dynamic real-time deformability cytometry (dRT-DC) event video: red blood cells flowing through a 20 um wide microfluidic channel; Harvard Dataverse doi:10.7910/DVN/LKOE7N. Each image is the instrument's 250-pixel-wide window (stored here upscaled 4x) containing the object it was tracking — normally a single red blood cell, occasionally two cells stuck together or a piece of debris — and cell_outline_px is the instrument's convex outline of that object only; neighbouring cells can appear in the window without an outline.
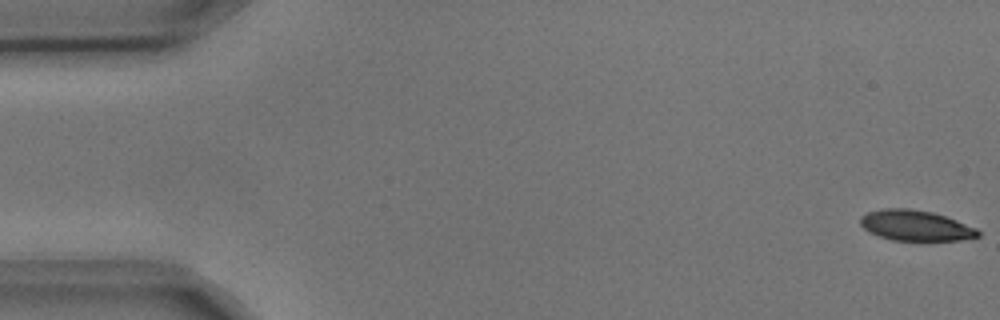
{"species": "common noctule bat (a hibernating species)", "species_latin": "Nyctalus noctula", "temperature_condition": "cold", "stored_images_in_passage": 5, "segment_of_instrument_passage": [2, 2], "camera_frame_rate_fps": 3000, "um_per_image_px": 0.085, "animal": {"sex": "male", "body_mass_g": 17.9, "forearm_length_mm": 54.2}, "frame": {"image": 1, "passage_image": 5, "time_ms": 1.333, "image_size_px": [1000, 320], "cell_outline_px": [[980, 236], [960, 240], [892, 240], [868, 232], [860, 224], [860, 216], [868, 212], [884, 208], [908, 208], [932, 212], [956, 220], [976, 228], [980, 232]], "centroid_in_image_um": [77.8, 19.16], "position_along_channel_um": 7.2, "area_um2": 20.81}}